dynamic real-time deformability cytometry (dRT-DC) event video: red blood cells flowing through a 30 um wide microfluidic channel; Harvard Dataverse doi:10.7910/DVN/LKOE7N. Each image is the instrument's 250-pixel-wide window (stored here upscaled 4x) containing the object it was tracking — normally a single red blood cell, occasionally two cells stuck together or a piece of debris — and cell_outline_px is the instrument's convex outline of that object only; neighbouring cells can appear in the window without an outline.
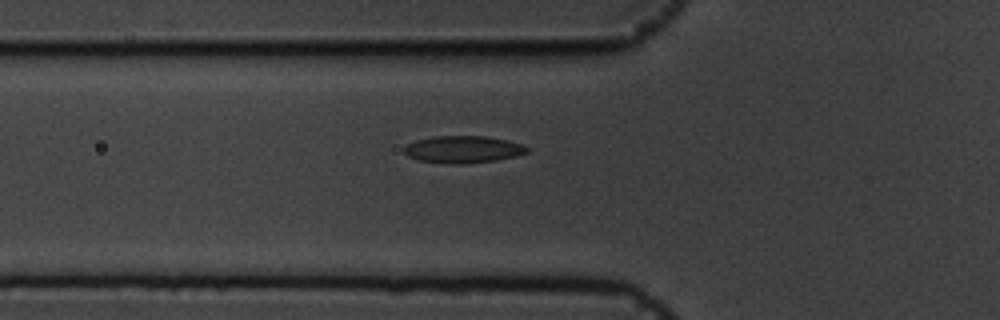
{"species": "common noctule bat (a hibernating species)", "species_latin": "Nyctalus noctula", "temperature_condition": "cold", "stored_images_in_passage": 40, "segment_of_instrument_passage": [1, 2], "camera_frame_rate_fps": 3000, "um_per_image_px": 0.085, "animal": {"sex": "male", "body_mass_g": 19.5, "forearm_length_mm": 54.6}, "frame": {"image": 1, "passage_image": 2, "time_ms": 0.333, "image_size_px": [1000, 320], "cell_outline_px": [[528, 152], [516, 156], [496, 160], [460, 164], [452, 164], [420, 160], [408, 156], [404, 152], [404, 148], [408, 144], [416, 140], [436, 136], [484, 136], [508, 140], [524, 144], [528, 148]], "centroid_in_image_um": [39.4, 12.69], "position_along_channel_um": 86.4, "area_um2": 19.31}}
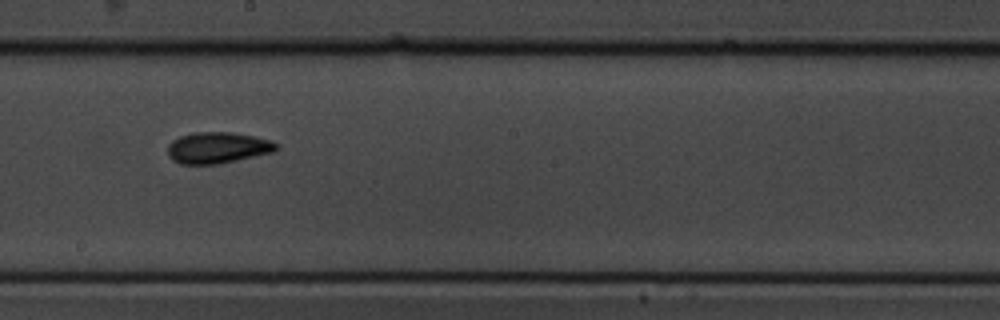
{"frame": {"image": 2, "passage_image": 14, "time_ms": 4.333, "image_size_px": [1000, 320], "cell_outline_px": [[276, 148], [272, 152], [236, 160], [216, 164], [180, 164], [172, 160], [168, 156], [168, 144], [172, 140], [180, 136], [192, 132], [232, 132], [272, 140], [276, 144]], "centroid_in_image_um": [18.43, 12.55], "position_along_channel_um": 229.8, "area_um2": 19.65}}
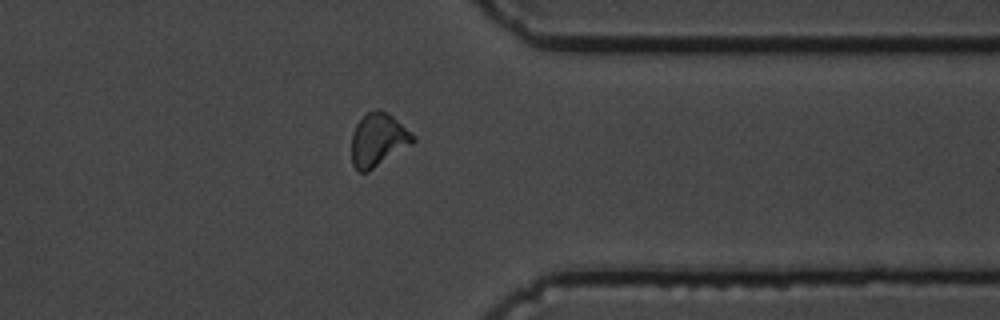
{"frame": {"image": 3, "passage_image": 27, "time_ms": 8.667, "image_size_px": [1000, 320], "cell_outline_px": [[416, 140], [412, 144], [368, 172], [360, 172], [352, 164], [352, 132], [356, 124], [368, 112], [376, 108], [380, 108], [392, 116], [416, 136]], "centroid_in_image_um": [32.15, 11.88], "position_along_channel_um": 379.3, "area_um2": 19.02}}